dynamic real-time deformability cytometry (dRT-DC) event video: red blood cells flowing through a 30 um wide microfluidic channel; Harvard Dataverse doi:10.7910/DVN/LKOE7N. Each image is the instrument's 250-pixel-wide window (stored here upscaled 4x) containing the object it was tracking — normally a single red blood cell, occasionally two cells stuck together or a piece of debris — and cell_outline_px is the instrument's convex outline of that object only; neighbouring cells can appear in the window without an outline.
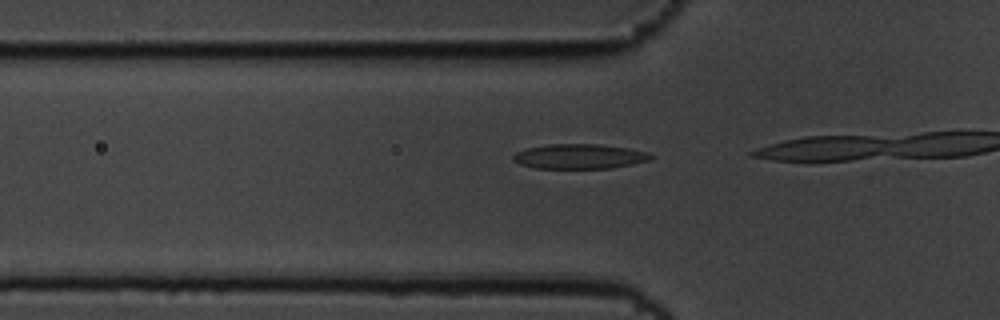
{"species": "common noctule bat (a hibernating species)", "species_latin": "Nyctalus noctula", "temperature_condition": "cold", "stored_images_in_passage": 4, "camera_frame_rate_fps": 3000, "um_per_image_px": 0.085, "animal": {"sex": "male", "body_mass_g": 19.5, "forearm_length_mm": 54.6}, "frame": {"image": 1, "passage_image": 2, "time_ms": 0.333, "image_size_px": [1000, 320], "cell_outline_px": [[652, 160], [612, 168], [536, 168], [520, 164], [512, 160], [512, 156], [516, 152], [528, 148], [548, 144], [600, 144], [628, 148], [648, 152], [652, 156]], "centroid_in_image_um": [49.26, 13.29], "position_along_channel_um": 76.5, "area_um2": 19.88}}